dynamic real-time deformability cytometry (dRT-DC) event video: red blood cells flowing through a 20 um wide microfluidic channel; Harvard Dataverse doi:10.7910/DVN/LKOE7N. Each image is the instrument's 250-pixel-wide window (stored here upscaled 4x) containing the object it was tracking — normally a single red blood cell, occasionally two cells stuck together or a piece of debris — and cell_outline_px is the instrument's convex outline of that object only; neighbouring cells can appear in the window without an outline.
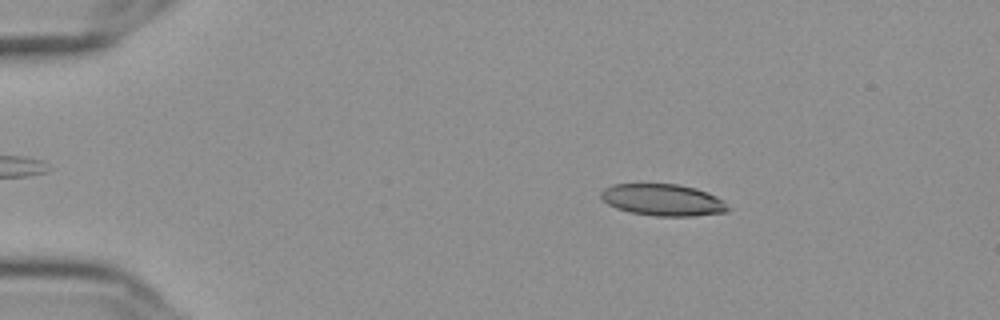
{"species": "Egyptian fruit bat (a non-hibernating species)", "species_latin": "Rousettus aegyptiacus", "temperature_condition": "cold", "stored_images_in_passage": 56, "camera_frame_rate_fps": 3000, "um_per_image_px": 0.085, "frame": {"image": 1, "passage_image": 10, "time_ms": 3.0, "image_size_px": [1000, 320], "cell_outline_px": [[728, 212], [692, 216], [656, 216], [632, 212], [616, 208], [608, 204], [600, 196], [600, 192], [604, 188], [612, 184], [676, 184], [696, 188], [708, 192], [724, 200], [728, 208]], "centroid_in_image_um": [56.35, 16.99], "position_along_channel_um": 28.6, "area_um2": 23.47}}
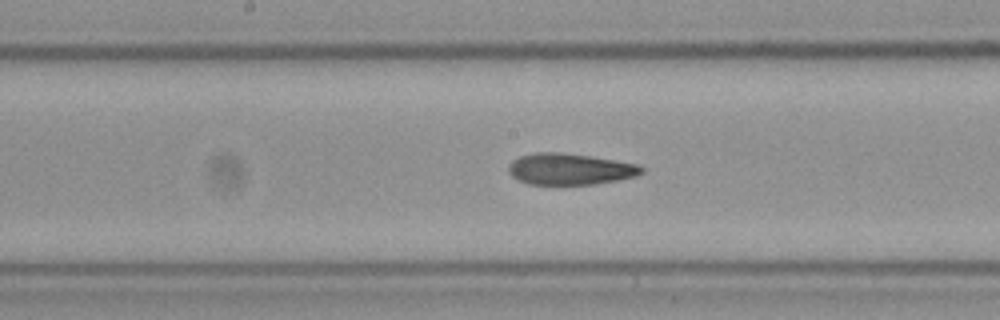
{"frame": {"image": 2, "passage_image": 30, "time_ms": 9.667, "image_size_px": [1000, 320], "cell_outline_px": [[644, 172], [636, 176], [616, 180], [592, 184], [528, 184], [512, 176], [508, 172], [508, 164], [512, 160], [520, 156], [536, 152], [560, 152], [592, 156], [636, 164], [644, 168]], "centroid_in_image_um": [48.42, 14.36], "position_along_channel_um": 199.8, "area_um2": 24.22}}
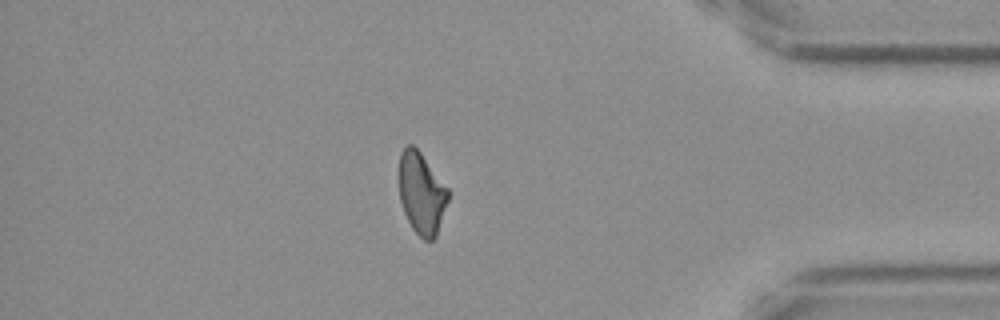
{"frame": {"image": 3, "passage_image": 49, "time_ms": 16.0, "image_size_px": [1000, 320], "cell_outline_px": [[448, 200], [436, 236], [432, 240], [424, 240], [412, 228], [404, 212], [400, 200], [400, 152], [408, 144], [412, 144], [420, 152], [448, 188]], "centroid_in_image_um": [35.83, 16.43], "position_along_channel_um": 399.4, "area_um2": 22.95}, "authors_computed_cell_mechanics": {"area_um2": 24.3049, "velocity_mm_per_s": 3.6175, "shape_relaxation_time_tau1_ms": null, "shape_relaxation_time_tau2_ms": 2.7892, "deformation_change_tau1": null, "deformation_change_tau2": 0.114}}